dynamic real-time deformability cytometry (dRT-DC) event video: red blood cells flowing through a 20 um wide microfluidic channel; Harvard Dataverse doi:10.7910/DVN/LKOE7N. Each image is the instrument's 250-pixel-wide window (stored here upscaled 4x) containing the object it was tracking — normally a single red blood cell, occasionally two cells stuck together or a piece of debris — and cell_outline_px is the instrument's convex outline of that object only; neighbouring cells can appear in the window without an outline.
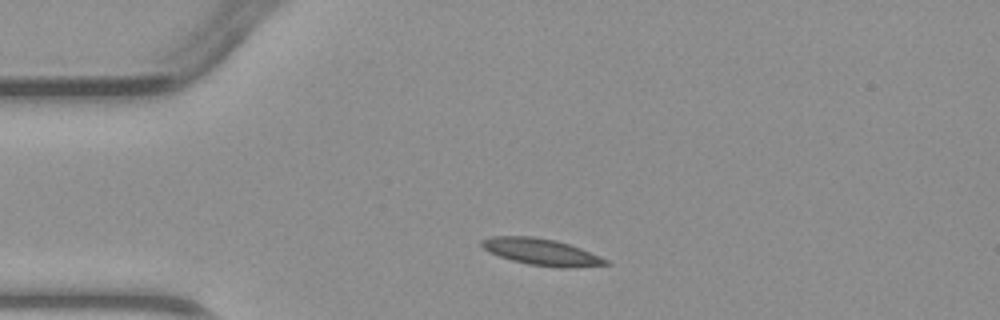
{"species": "common noctule bat (a hibernating species)", "species_latin": "Nyctalus noctula", "temperature_condition": "warm", "stored_images_in_passage": 1, "camera_frame_rate_fps": 3000, "um_per_image_px": 0.085, "animal": {"sex": "male", "body_mass_g": 23.1, "forearm_length_mm": 52.7}, "frame": {"image": 1, "passage_image": 1, "time_ms": 0.0, "image_size_px": [1000, 320], "cell_outline_px": [[612, 264], [572, 268], [560, 268], [528, 264], [512, 260], [488, 252], [480, 244], [480, 240], [492, 236], [532, 236], [556, 240], [580, 248], [600, 256], [608, 260]], "centroid_in_image_um": [46.03, 21.42], "position_along_channel_um": 39.0, "area_um2": 19.31}}